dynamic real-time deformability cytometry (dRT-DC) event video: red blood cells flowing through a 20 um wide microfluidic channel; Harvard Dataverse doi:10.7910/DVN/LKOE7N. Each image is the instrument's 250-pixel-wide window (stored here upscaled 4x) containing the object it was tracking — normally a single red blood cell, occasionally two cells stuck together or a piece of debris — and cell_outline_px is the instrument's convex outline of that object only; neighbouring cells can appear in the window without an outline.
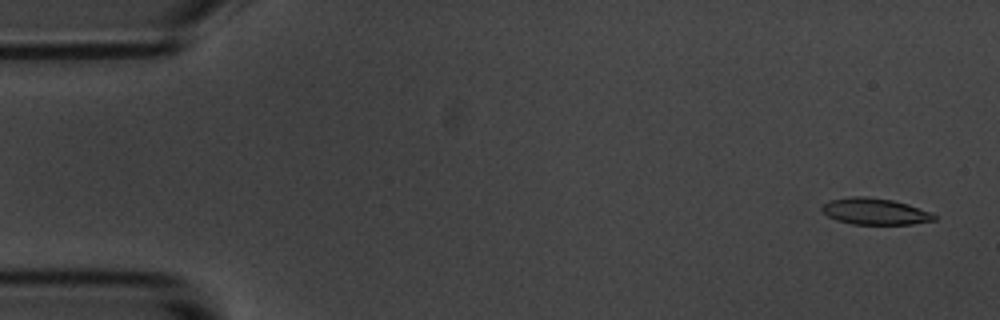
{"species": "common noctule bat (a hibernating species)", "species_latin": "Nyctalus noctula", "temperature_condition": "room temperature", "stored_images_in_passage": 6, "camera_frame_rate_fps": 3000, "um_per_image_px": 0.085, "animal": {"sex": "male", "body_mass_g": 20.1, "forearm_length_mm": 53.5}, "frame": {"image": 1, "passage_image": 1, "time_ms": 0.0, "image_size_px": [1000, 320], "cell_outline_px": [[936, 220], [912, 224], [852, 224], [836, 220], [828, 216], [820, 208], [828, 200], [852, 196], [868, 196], [892, 200], [908, 204], [932, 212], [936, 216]], "centroid_in_image_um": [74.37, 17.96], "position_along_channel_um": 10.6, "area_um2": 17.4}}